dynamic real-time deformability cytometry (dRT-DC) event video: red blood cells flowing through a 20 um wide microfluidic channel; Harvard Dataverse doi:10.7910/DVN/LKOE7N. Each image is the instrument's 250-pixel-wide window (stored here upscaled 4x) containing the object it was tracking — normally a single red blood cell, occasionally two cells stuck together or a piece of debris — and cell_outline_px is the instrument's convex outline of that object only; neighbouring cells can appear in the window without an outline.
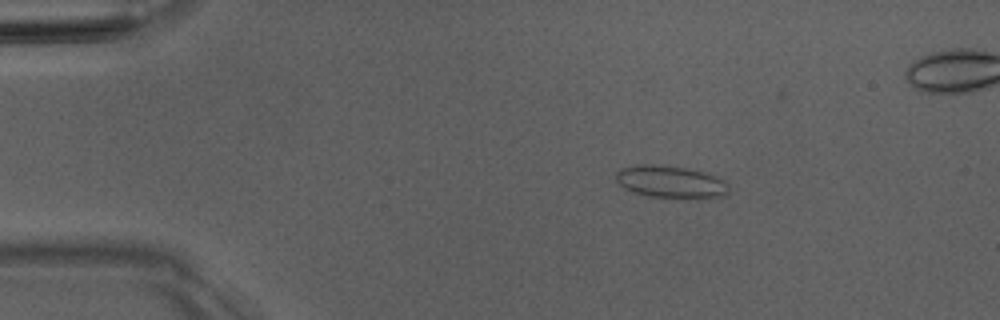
{"species": "Egyptian fruit bat (a non-hibernating species)", "species_latin": "Rousettus aegyptiacus", "temperature_condition": "room temperature", "stored_images_in_passage": 5, "camera_frame_rate_fps": 3000, "um_per_image_px": 0.085, "animal": {"sex": "male"}, "frame": {"image": 1, "passage_image": 3, "time_ms": 2.0, "image_size_px": [1000, 320], "cell_outline_px": [[728, 192], [724, 196], [700, 200], [680, 200], [648, 196], [632, 192], [624, 188], [616, 180], [616, 172], [620, 168], [636, 164], [652, 164], [688, 168], [708, 172], [724, 180], [728, 184]], "centroid_in_image_um": [57.05, 15.49], "position_along_channel_um": 27.9, "area_um2": 22.25}}